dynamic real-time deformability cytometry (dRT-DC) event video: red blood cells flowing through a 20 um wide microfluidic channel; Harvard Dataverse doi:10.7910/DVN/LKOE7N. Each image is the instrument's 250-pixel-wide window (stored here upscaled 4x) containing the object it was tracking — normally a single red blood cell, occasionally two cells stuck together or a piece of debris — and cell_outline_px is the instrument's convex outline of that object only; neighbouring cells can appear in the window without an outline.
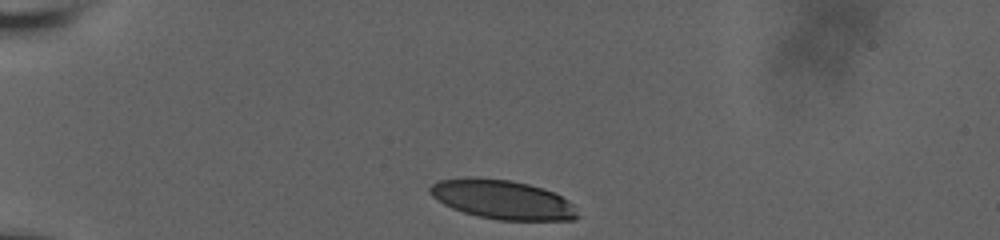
{"species": "human", "species_latin": "Homo sapiens", "temperature_condition": "room temperature", "stored_images_in_passage": 20, "camera_frame_rate_fps": 3000, "um_per_image_px": 0.085, "donor": {"sex": "male"}, "frame": {"image": 1, "passage_image": 1, "time_ms": 0.0, "image_size_px": [1000, 240], "cell_outline_px": [[580, 216], [576, 220], [500, 220], [476, 216], [452, 208], [436, 200], [432, 196], [428, 188], [432, 184], [440, 180], [472, 176], [512, 180], [544, 188], [568, 200], [572, 204]], "centroid_in_image_um": [42.7, 16.95], "position_along_channel_um": 42.3, "area_um2": 33.87}}
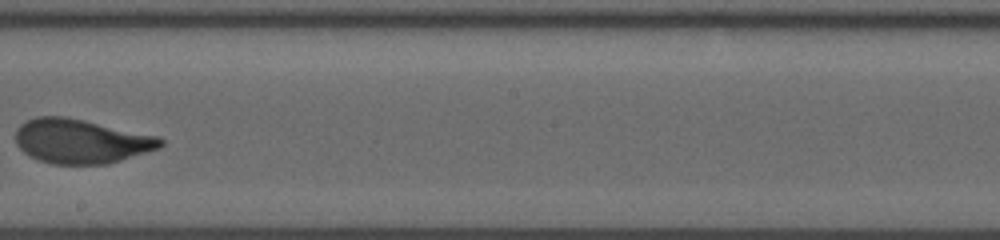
{"frame": {"image": 2, "passage_image": 12, "time_ms": 6.667, "image_size_px": [1000, 240], "cell_outline_px": [[164, 144], [160, 148], [108, 164], [52, 164], [28, 156], [16, 144], [16, 128], [20, 124], [36, 116], [64, 116], [84, 120], [160, 136], [164, 140]], "centroid_in_image_um": [6.9, 12.0], "position_along_channel_um": 241.3, "area_um2": 37.63}}
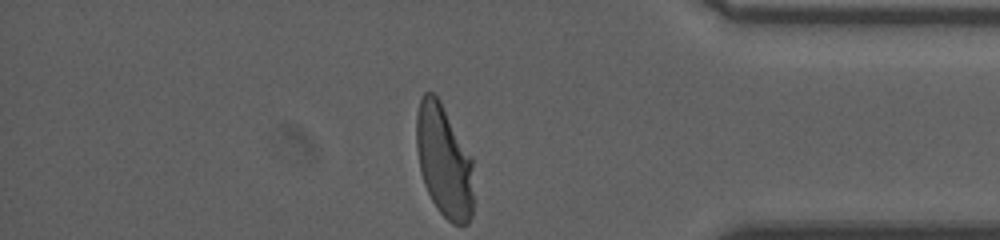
{"frame": {"image": 3, "passage_image": 20, "time_ms": 11.333, "image_size_px": [1000, 240], "cell_outline_px": [[472, 216], [468, 224], [452, 224], [440, 212], [432, 200], [424, 184], [420, 172], [416, 148], [416, 112], [420, 100], [424, 92], [432, 92], [440, 100], [472, 156]], "centroid_in_image_um": [37.73, 13.67], "position_along_channel_um": 397.5, "area_um2": 37.63}, "authors_computed_cell_mechanics": {"area_um2": 37.7723, "velocity_mm_per_s": 3.7539, "shape_relaxation_time_tau1_ms": 3.751, "shape_relaxation_time_tau2_ms": null, "deformation_change_tau1": 0.1699, "deformation_change_tau2": null}}